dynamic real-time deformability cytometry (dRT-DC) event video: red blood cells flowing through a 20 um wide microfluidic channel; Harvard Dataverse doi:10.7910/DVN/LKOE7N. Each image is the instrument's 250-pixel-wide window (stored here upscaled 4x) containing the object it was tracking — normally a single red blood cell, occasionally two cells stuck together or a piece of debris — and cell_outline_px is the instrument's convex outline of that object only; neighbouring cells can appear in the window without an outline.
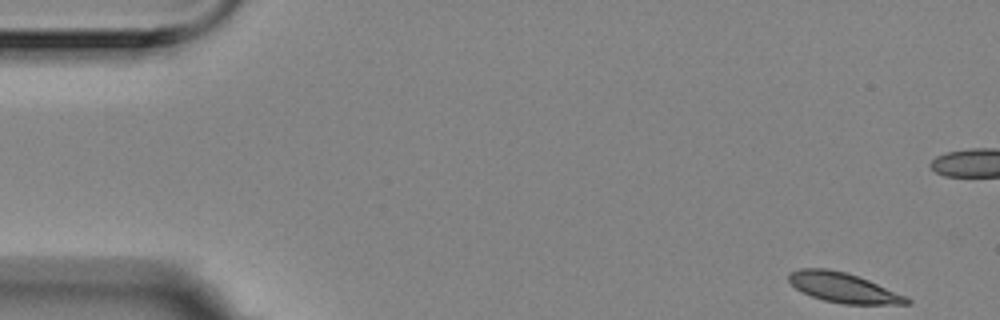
{"species": "Egyptian fruit bat (a non-hibernating species)", "species_latin": "Rousettus aegyptiacus", "temperature_condition": "room temperature", "stored_images_in_passage": 57, "camera_frame_rate_fps": 3000, "um_per_image_px": 0.085, "animal": {"sex": "female"}, "frame": {"image": 1, "passage_image": 1, "time_ms": 0.0, "image_size_px": [1000, 320], "cell_outline_px": [[912, 304], [844, 304], [824, 300], [812, 296], [796, 288], [788, 280], [788, 272], [800, 268], [828, 268], [844, 272], [868, 280], [904, 296], [912, 300]], "centroid_in_image_um": [71.64, 24.44], "position_along_channel_um": 13.4, "area_um2": 20.17}}
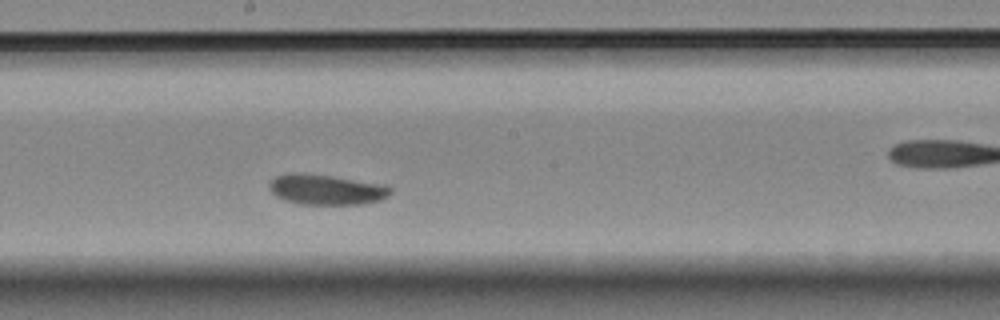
{"frame": {"image": 2, "passage_image": 29, "time_ms": 9.333, "image_size_px": [1000, 320], "cell_outline_px": [[392, 192], [388, 196], [380, 200], [364, 204], [300, 204], [284, 200], [276, 196], [268, 188], [268, 184], [276, 176], [288, 172], [300, 172], [332, 176], [388, 184], [392, 188]], "centroid_in_image_um": [27.75, 16.1], "position_along_channel_um": 220.4, "area_um2": 21.79}}
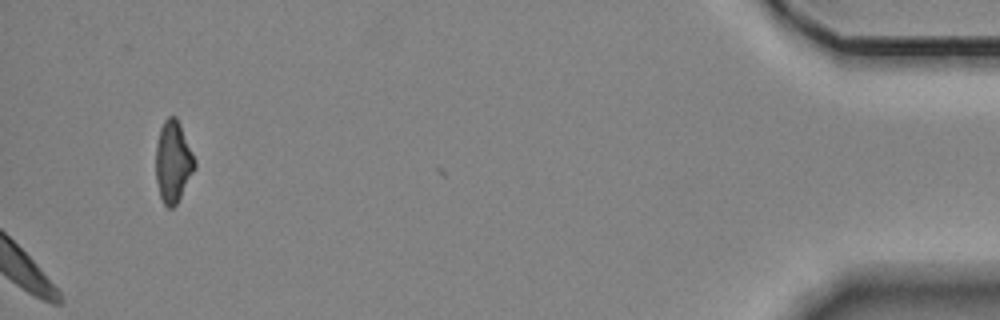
{"frame": {"image": 3, "passage_image": 57, "time_ms": 18.667, "image_size_px": [1000, 320], "cell_outline_px": [[196, 168], [176, 204], [172, 208], [168, 208], [164, 204], [160, 196], [156, 180], [156, 144], [160, 128], [164, 120], [168, 116], [176, 116], [180, 124], [196, 160]], "centroid_in_image_um": [14.71, 13.73], "position_along_channel_um": 420.5, "area_um2": 18.5}, "authors_computed_cell_mechanics": {"area_um2": 21.6172, "velocity_mm_per_s": 3.3821, "shape_relaxation_time_tau1_ms": 2.8463, "shape_relaxation_time_tau2_ms": 5.9081, "deformation_change_tau1": 0.0915, "deformation_change_tau2": 0.0893}}